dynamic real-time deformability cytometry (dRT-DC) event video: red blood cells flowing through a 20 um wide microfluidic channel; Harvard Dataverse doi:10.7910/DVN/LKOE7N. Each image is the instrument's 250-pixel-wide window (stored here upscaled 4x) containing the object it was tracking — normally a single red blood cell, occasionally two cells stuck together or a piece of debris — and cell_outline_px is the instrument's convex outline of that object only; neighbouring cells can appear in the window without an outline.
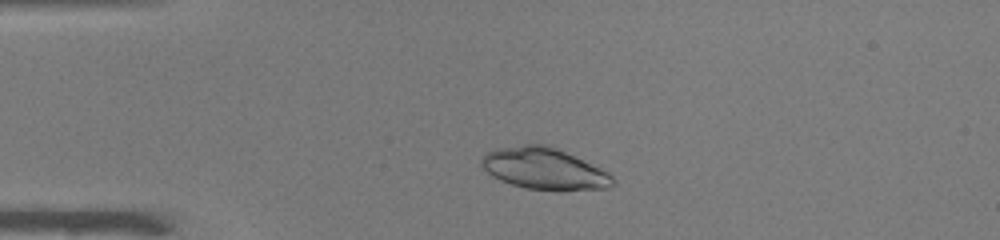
{"species": "common noctule bat (a hibernating species)", "species_latin": "Nyctalus noctula", "temperature_condition": "warm", "stored_images_in_passage": 45, "camera_frame_rate_fps": 3000, "um_per_image_px": 0.085, "animal": {"sex": "male", "body_mass_g": 19.0, "forearm_length_mm": 50.8}, "frame": {"image": 1, "passage_image": 6, "time_ms": 1.667, "image_size_px": [1000, 240], "cell_outline_px": [[616, 184], [608, 188], [524, 188], [500, 180], [492, 176], [480, 164], [484, 156], [488, 152], [500, 148], [524, 144], [552, 144], [608, 172], [612, 176]], "centroid_in_image_um": [46.26, 14.29], "position_along_channel_um": 38.7, "area_um2": 31.1}}
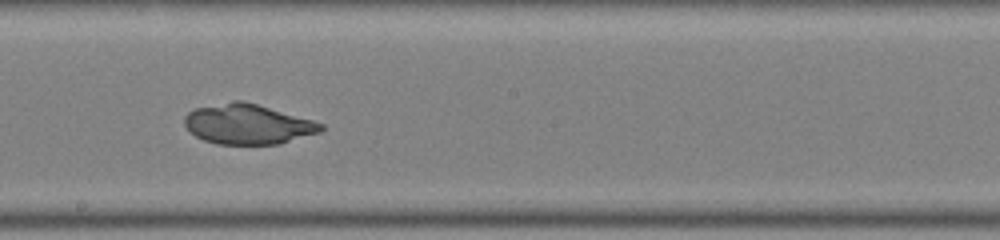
{"frame": {"image": 2, "passage_image": 23, "time_ms": 7.333, "image_size_px": [1000, 240], "cell_outline_px": [[324, 128], [320, 132], [280, 144], [216, 144], [204, 140], [196, 136], [184, 124], [184, 116], [188, 112], [196, 108], [232, 100], [244, 100], [312, 120], [324, 124]], "centroid_in_image_um": [21.06, 10.55], "position_along_channel_um": 227.1, "area_um2": 31.79}}
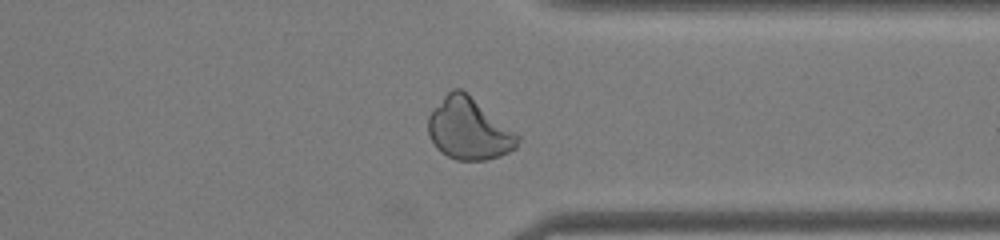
{"frame": {"image": 3, "passage_image": 34, "time_ms": 11.0, "image_size_px": [1000, 240], "cell_outline_px": [[520, 140], [516, 148], [500, 156], [484, 160], [456, 160], [440, 152], [436, 148], [428, 136], [428, 116], [444, 96], [452, 88], [460, 88], [516, 132], [520, 136]], "centroid_in_image_um": [39.84, 10.98], "position_along_channel_um": 371.6, "area_um2": 31.91}}